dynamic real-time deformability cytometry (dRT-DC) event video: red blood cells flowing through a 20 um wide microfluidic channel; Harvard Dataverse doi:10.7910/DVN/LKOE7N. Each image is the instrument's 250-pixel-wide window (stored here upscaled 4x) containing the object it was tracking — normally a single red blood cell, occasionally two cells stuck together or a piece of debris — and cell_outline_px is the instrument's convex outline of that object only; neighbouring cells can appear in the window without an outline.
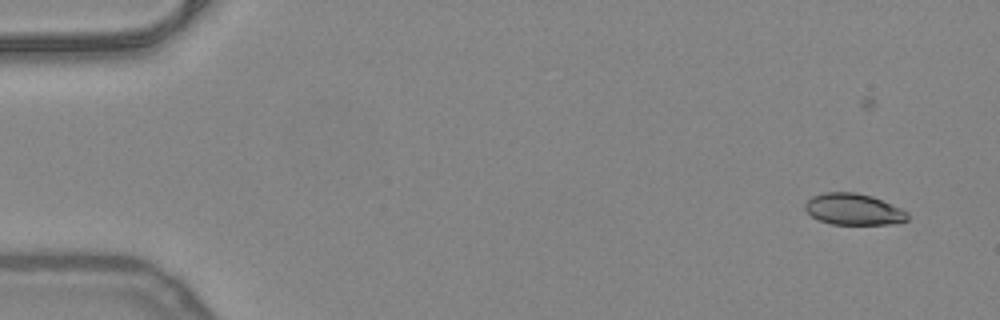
{"species": "common noctule bat (a hibernating species)", "species_latin": "Nyctalus noctula", "temperature_condition": "warm", "stored_images_in_passage": 42, "camera_frame_rate_fps": 3000, "um_per_image_px": 0.085, "animal": {"sex": "female", "body_mass_g": 24.6, "forearm_length_mm": 56.2}, "frame": {"image": 1, "passage_image": 1, "time_ms": 0.0, "image_size_px": [1000, 320], "cell_outline_px": [[908, 220], [896, 224], [832, 224], [820, 220], [812, 216], [804, 208], [804, 204], [812, 196], [824, 192], [856, 192], [872, 196], [900, 208], [908, 212]], "centroid_in_image_um": [72.56, 17.79], "position_along_channel_um": 12.4, "area_um2": 18.73}}
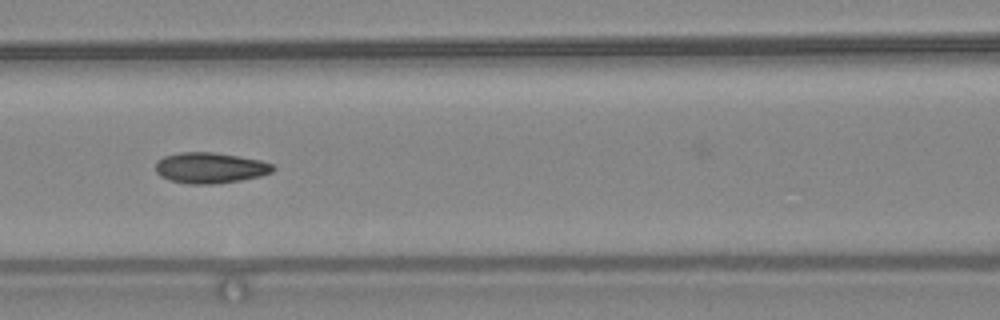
{"frame": {"image": 2, "passage_image": 21, "time_ms": 6.667, "image_size_px": [1000, 320], "cell_outline_px": [[276, 168], [272, 172], [260, 176], [240, 180], [212, 184], [188, 184], [168, 180], [160, 176], [156, 172], [156, 164], [164, 156], [180, 152], [212, 152], [260, 160], [272, 164]], "centroid_in_image_um": [17.85, 14.27], "position_along_channel_um": 148.8, "area_um2": 20.92}}
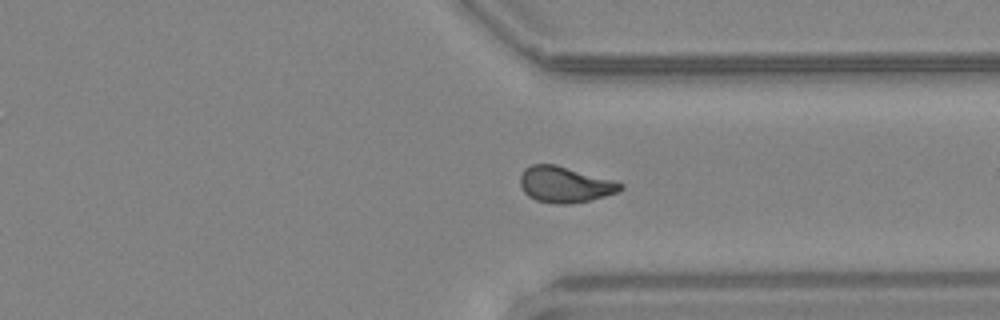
{"frame": {"image": 3, "passage_image": 37, "time_ms": 12.0, "image_size_px": [1000, 320], "cell_outline_px": [[624, 188], [616, 192], [604, 196], [572, 204], [556, 204], [536, 200], [528, 196], [524, 192], [520, 184], [520, 176], [524, 168], [532, 164], [556, 164], [612, 180], [624, 184]], "centroid_in_image_um": [47.98, 15.68], "position_along_channel_um": 363.4, "area_um2": 20.92}}